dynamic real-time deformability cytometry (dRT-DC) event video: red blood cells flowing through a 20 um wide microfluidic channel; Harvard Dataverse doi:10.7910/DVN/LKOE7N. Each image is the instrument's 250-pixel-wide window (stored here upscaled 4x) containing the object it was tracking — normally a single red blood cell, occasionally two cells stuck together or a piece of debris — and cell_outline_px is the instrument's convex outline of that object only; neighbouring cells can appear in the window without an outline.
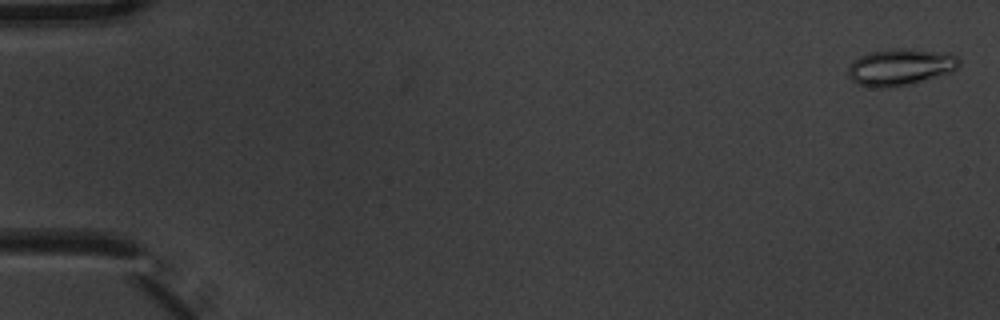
{"species": "common noctule bat (a hibernating species)", "species_latin": "Nyctalus noctula", "temperature_condition": "warm", "stored_images_in_passage": 5, "camera_frame_rate_fps": 3000, "um_per_image_px": 0.085, "animal": {"sex": "male", "body_mass_g": 20.1, "forearm_length_mm": 53.5}, "frame": {"image": 1, "passage_image": 1, "time_ms": 0.0, "image_size_px": [1000, 320], "cell_outline_px": [[960, 64], [952, 72], [912, 84], [892, 88], [876, 88], [856, 84], [848, 76], [848, 68], [852, 60], [868, 52], [888, 48], [908, 48], [956, 56], [960, 60]], "centroid_in_image_um": [76.46, 5.72], "position_along_channel_um": 8.5, "area_um2": 23.93}}
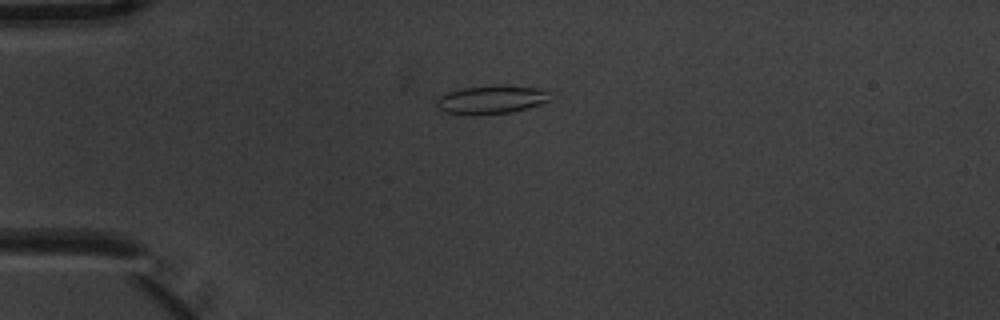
{"frame": {"image": 2, "passage_image": 4, "time_ms": 1.0, "image_size_px": [1000, 320], "cell_outline_px": [[552, 92], [548, 100], [540, 104], [512, 112], [476, 116], [444, 112], [436, 108], [436, 96], [460, 88], [536, 88]], "centroid_in_image_um": [41.65, 8.53], "position_along_channel_um": 43.3, "area_um2": 18.21}}